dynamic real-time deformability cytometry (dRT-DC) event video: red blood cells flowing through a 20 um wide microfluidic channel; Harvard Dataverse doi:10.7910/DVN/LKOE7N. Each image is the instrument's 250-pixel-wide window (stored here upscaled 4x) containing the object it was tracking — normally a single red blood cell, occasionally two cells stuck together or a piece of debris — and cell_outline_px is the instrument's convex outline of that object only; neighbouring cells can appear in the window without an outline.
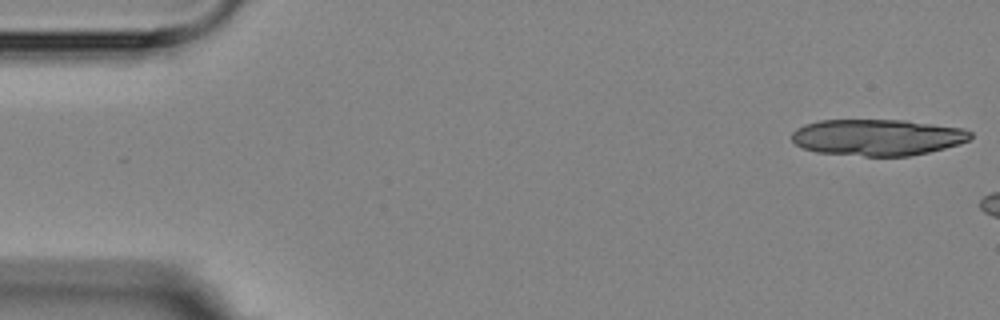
{"species": "Egyptian fruit bat (a non-hibernating species)", "species_latin": "Rousettus aegyptiacus", "temperature_condition": "room temperature", "stored_images_in_passage": 3, "camera_frame_rate_fps": 3000, "um_per_image_px": 0.085, "animal": {"sex": "female"}, "frame": {"image": 1, "passage_image": 1, "time_ms": 0.0, "image_size_px": [1000, 320], "cell_outline_px": [[972, 136], [968, 140], [960, 144], [928, 152], [908, 156], [864, 156], [816, 152], [804, 148], [796, 144], [792, 140], [792, 132], [796, 128], [804, 124], [820, 120], [904, 120], [964, 128], [972, 132]], "centroid_in_image_um": [74.58, 11.67], "position_along_channel_um": 10.4, "area_um2": 37.97}}